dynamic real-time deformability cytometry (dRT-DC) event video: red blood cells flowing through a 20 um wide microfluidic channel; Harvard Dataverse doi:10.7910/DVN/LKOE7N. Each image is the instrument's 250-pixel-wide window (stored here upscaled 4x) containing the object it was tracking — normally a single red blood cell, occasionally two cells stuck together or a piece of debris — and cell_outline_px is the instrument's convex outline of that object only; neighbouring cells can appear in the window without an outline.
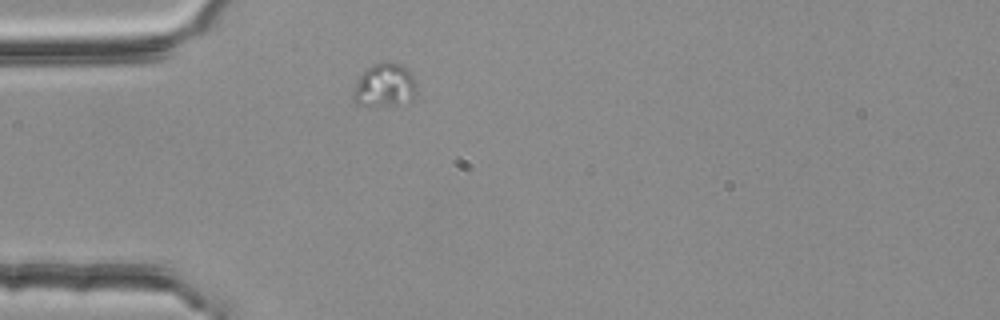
{"species": "common noctule bat (a hibernating species)", "species_latin": "Nyctalus noctula", "temperature_condition": "room temperature", "stored_images_in_passage": 1, "camera_frame_rate_fps": 3000, "um_per_image_px": 0.085, "animal": {"sex": "female", "body_mass_g": 25.1}, "frame": {"image": 1, "passage_image": 1, "time_ms": 0.0, "image_size_px": [1000, 320], "cell_outline_px": [[416, 92], [412, 96], [396, 104], [356, 104], [352, 100], [352, 92], [364, 68], [384, 60], [388, 60], [404, 64], [412, 72], [416, 84]], "centroid_in_image_um": [32.68, 7.15], "position_along_channel_um": 52.3, "area_um2": 16.01}}